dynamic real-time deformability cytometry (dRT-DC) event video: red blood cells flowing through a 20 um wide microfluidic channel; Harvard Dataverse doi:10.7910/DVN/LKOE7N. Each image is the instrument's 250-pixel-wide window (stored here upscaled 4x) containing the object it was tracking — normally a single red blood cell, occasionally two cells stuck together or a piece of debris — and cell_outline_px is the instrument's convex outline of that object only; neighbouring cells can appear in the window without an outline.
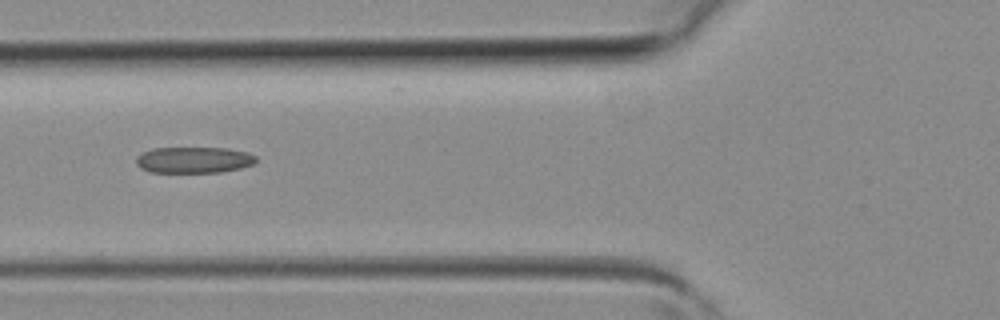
{"species": "common noctule bat (a hibernating species)", "species_latin": "Nyctalus noctula", "temperature_condition": "room temperature", "stored_images_in_passage": 5, "camera_frame_rate_fps": 3000, "um_per_image_px": 0.085, "animal": {"sex": "female", "body_mass_g": 19.3, "forearm_length_mm": 54.1}, "frame": {"image": 1, "passage_image": 5, "time_ms": 1.333, "image_size_px": [1000, 320], "cell_outline_px": [[256, 160], [252, 164], [240, 168], [220, 172], [152, 172], [140, 168], [136, 164], [136, 156], [152, 148], [228, 148], [248, 152], [256, 156]], "centroid_in_image_um": [16.46, 13.59], "position_along_channel_um": 109.3, "area_um2": 18.26}}